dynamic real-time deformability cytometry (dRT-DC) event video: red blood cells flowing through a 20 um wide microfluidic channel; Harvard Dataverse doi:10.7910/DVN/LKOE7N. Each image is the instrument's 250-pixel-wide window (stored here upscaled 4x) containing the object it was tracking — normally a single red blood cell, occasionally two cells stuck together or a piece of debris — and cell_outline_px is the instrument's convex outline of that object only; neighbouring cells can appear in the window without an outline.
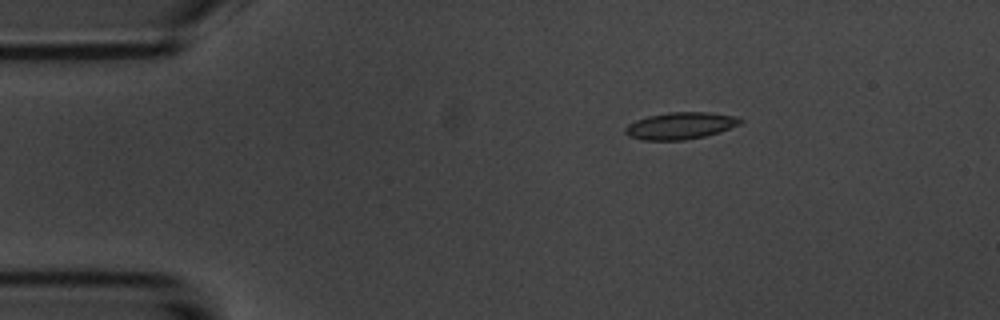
{"species": "common noctule bat (a hibernating species)", "species_latin": "Nyctalus noctula", "temperature_condition": "room temperature", "stored_images_in_passage": 5, "camera_frame_rate_fps": 3000, "um_per_image_px": 0.085, "animal": {"sex": "male", "body_mass_g": 20.1, "forearm_length_mm": 53.5}, "frame": {"image": 1, "passage_image": 3, "time_ms": 2.333, "image_size_px": [1000, 320], "cell_outline_px": [[744, 120], [740, 124], [720, 132], [704, 136], [684, 140], [640, 140], [628, 136], [624, 132], [624, 128], [628, 124], [636, 120], [648, 116], [668, 112], [708, 112], [736, 116]], "centroid_in_image_um": [57.82, 10.69], "position_along_channel_um": 27.2, "area_um2": 18.15}}
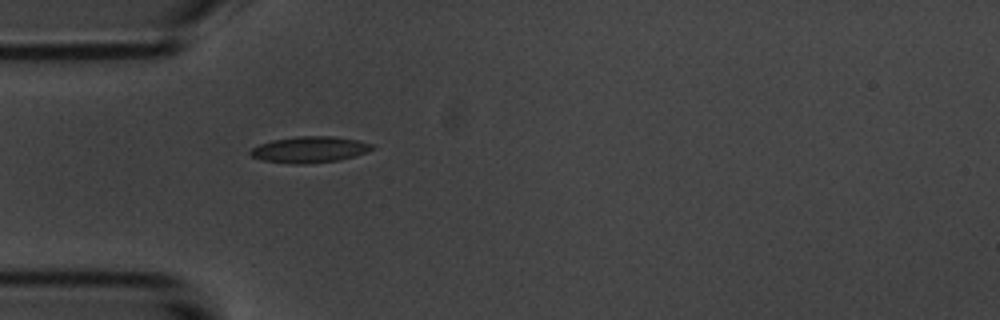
{"frame": {"image": 2, "passage_image": 5, "time_ms": 4.667, "image_size_px": [1000, 320], "cell_outline_px": [[376, 148], [356, 156], [340, 160], [304, 164], [292, 164], [264, 160], [252, 156], [248, 152], [252, 148], [260, 144], [272, 140], [296, 136], [332, 136], [356, 140], [372, 144]], "centroid_in_image_um": [26.33, 12.71], "position_along_channel_um": 58.7, "area_um2": 18.55}}